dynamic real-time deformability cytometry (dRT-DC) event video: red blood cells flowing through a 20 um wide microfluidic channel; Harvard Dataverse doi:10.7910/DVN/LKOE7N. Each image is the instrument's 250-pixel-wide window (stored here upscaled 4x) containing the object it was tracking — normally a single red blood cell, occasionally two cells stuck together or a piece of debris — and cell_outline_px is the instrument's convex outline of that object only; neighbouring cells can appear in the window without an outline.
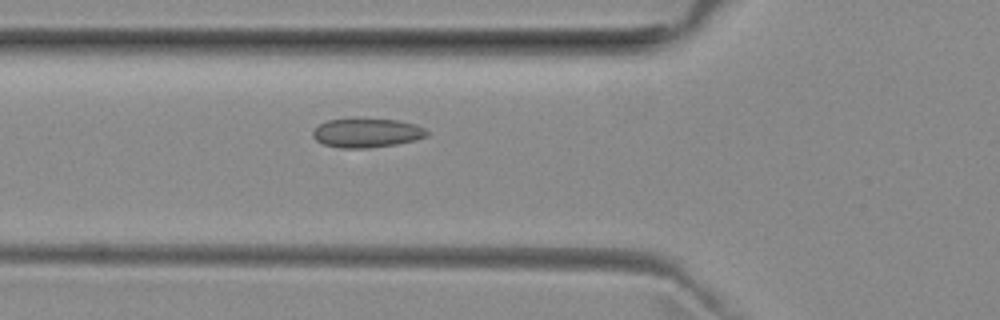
{"species": "common noctule bat (a hibernating species)", "species_latin": "Nyctalus noctula", "temperature_condition": "room temperature", "stored_images_in_passage": 48, "camera_frame_rate_fps": 3000, "um_per_image_px": 0.085, "animal": {"sex": "female", "body_mass_g": 29.2, "forearm_length_mm": 56.3}, "frame": {"image": 1, "passage_image": 19, "time_ms": 6.0, "image_size_px": [1000, 320], "cell_outline_px": [[428, 136], [396, 144], [368, 148], [340, 148], [324, 144], [316, 140], [312, 136], [312, 132], [320, 124], [328, 120], [396, 120], [416, 124], [424, 128], [428, 132]], "centroid_in_image_um": [31.18, 11.32], "position_along_channel_um": 94.6, "area_um2": 18.84}}
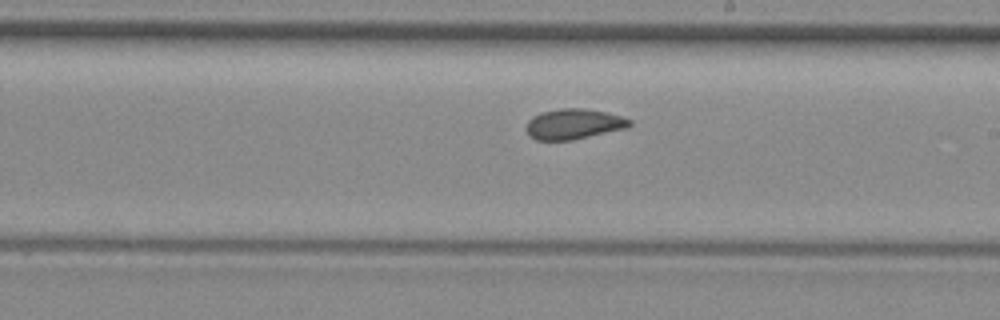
{"frame": {"image": 2, "passage_image": 30, "time_ms": 9.667, "image_size_px": [1000, 320], "cell_outline_px": [[632, 124], [628, 128], [572, 140], [536, 140], [528, 132], [528, 120], [532, 116], [540, 112], [560, 108], [584, 108], [604, 112], [620, 116], [632, 120]], "centroid_in_image_um": [48.79, 10.53], "position_along_channel_um": 240.2, "area_um2": 18.21}}
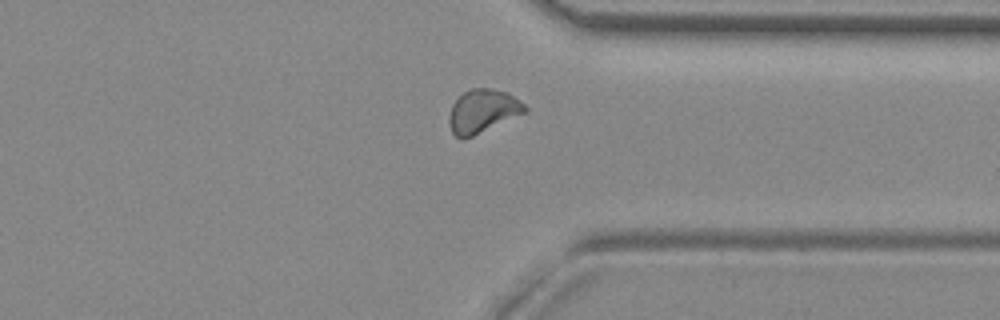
{"frame": {"image": 3, "passage_image": 40, "time_ms": 13.0, "image_size_px": [1000, 320], "cell_outline_px": [[528, 108], [524, 112], [464, 140], [460, 140], [452, 132], [448, 120], [452, 104], [464, 92], [472, 88], [488, 88], [508, 92], [520, 100]], "centroid_in_image_um": [41.0, 9.44], "position_along_channel_um": 370.4, "area_um2": 18.9}, "authors_computed_cell_mechanics": {"area_um2": 18.5538, "velocity_mm_per_s": 3.9683, "shape_relaxation_time_tau1_ms": null, "shape_relaxation_time_tau2_ms": 1.494, "deformation_change_tau1": null, "deformation_change_tau2": 0.0606}}